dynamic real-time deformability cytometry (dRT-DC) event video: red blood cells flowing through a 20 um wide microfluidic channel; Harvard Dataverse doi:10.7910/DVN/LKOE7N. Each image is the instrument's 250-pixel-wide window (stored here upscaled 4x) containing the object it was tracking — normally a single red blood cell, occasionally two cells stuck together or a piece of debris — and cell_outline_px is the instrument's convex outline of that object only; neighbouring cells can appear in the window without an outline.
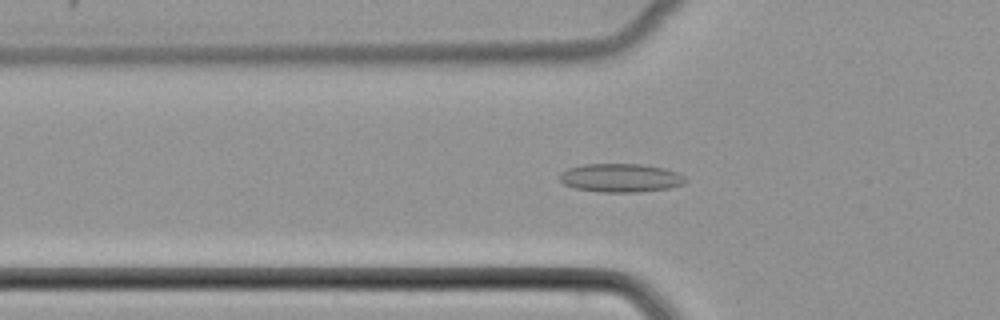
{"species": "common noctule bat (a hibernating species)", "species_latin": "Nyctalus noctula", "temperature_condition": "cold", "stored_images_in_passage": 53, "camera_frame_rate_fps": 3000, "um_per_image_px": 0.085, "animal": {"sex": "female", "body_mass_g": 22.7, "forearm_length_mm": 54.2}, "frame": {"image": 1, "passage_image": 19, "time_ms": 6.0, "image_size_px": [1000, 320], "cell_outline_px": [[688, 180], [684, 184], [668, 188], [640, 192], [600, 192], [576, 188], [564, 184], [560, 180], [560, 172], [568, 168], [584, 164], [640, 164], [664, 168], [676, 172], [684, 176]], "centroid_in_image_um": [52.76, 15.12], "position_along_channel_um": 73.0, "area_um2": 20.92}}
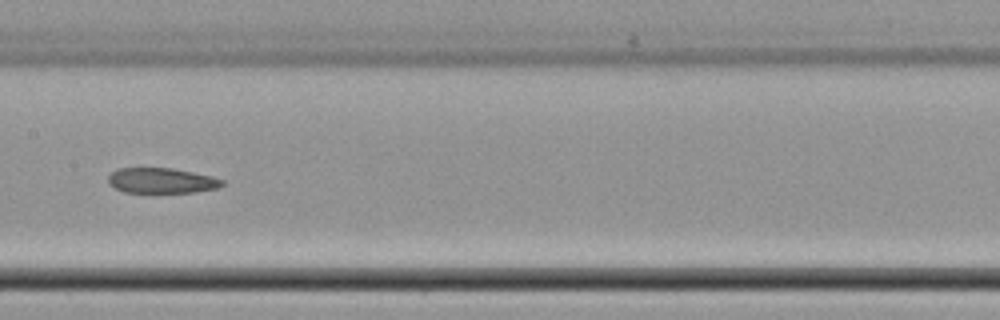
{"frame": {"image": 2, "passage_image": 28, "time_ms": 9.0, "image_size_px": [1000, 320], "cell_outline_px": [[224, 184], [216, 188], [196, 192], [124, 192], [108, 184], [108, 176], [116, 168], [172, 168], [212, 176], [224, 180]], "centroid_in_image_um": [13.72, 15.34], "position_along_channel_um": 193.7, "area_um2": 16.76}}
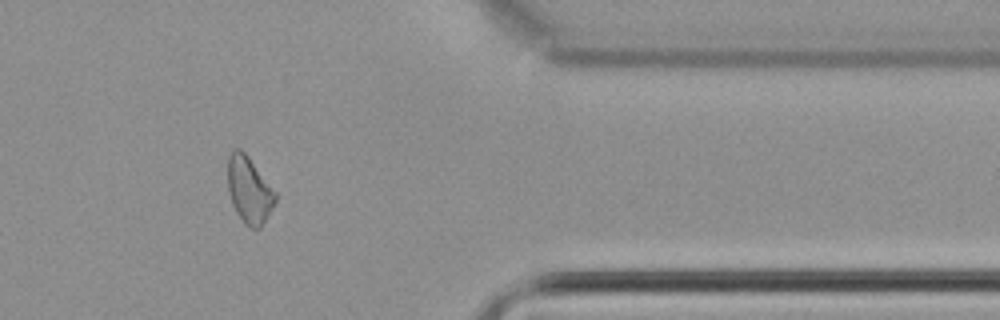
{"frame": {"image": 3, "passage_image": 44, "time_ms": 14.333, "image_size_px": [1000, 320], "cell_outline_px": [[276, 200], [260, 228], [252, 228], [244, 224], [236, 212], [232, 204], [228, 192], [228, 156], [232, 148], [240, 148], [248, 156], [276, 192]], "centroid_in_image_um": [21.15, 16.12], "position_along_channel_um": 390.2, "area_um2": 18.38}}